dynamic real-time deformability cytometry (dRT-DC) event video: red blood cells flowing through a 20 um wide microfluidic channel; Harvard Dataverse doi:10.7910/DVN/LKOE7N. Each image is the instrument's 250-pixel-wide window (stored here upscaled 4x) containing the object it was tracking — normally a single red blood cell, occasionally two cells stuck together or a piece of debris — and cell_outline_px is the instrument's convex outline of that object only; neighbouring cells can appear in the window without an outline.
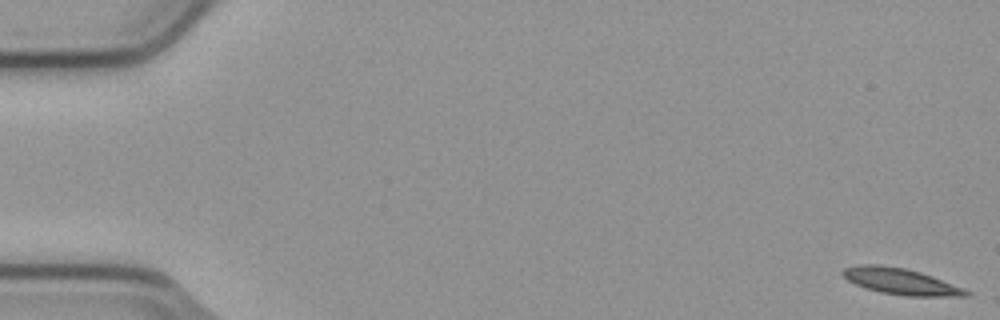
{"species": "common noctule bat (a hibernating species)", "species_latin": "Nyctalus noctula", "temperature_condition": "cold", "stored_images_in_passage": 3, "camera_frame_rate_fps": 3000, "um_per_image_px": 0.085, "animal": {"sex": "male", "body_mass_g": 23.1, "forearm_length_mm": 52.7}, "frame": {"image": 1, "passage_image": 1, "time_ms": 0.0, "image_size_px": [1000, 320], "cell_outline_px": [[972, 296], [904, 296], [880, 292], [864, 288], [848, 280], [840, 272], [844, 268], [860, 264], [880, 264], [904, 268], [920, 272], [932, 276], [964, 288], [972, 292]], "centroid_in_image_um": [76.57, 23.92], "position_along_channel_um": 8.4, "area_um2": 18.96}}